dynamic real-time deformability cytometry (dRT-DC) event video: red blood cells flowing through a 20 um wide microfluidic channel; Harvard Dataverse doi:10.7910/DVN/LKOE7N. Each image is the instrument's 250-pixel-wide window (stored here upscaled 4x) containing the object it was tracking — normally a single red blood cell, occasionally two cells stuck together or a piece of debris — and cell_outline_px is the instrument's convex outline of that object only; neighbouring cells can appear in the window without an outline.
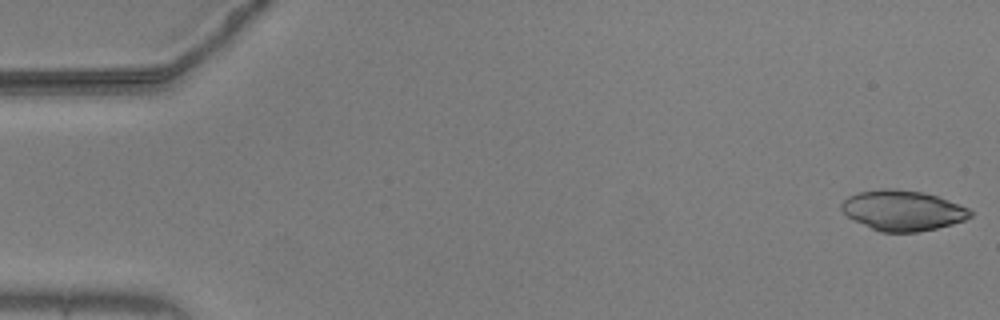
{"species": "common noctule bat (a hibernating species)", "species_latin": "Nyctalus noctula", "temperature_condition": "warm", "stored_images_in_passage": 56, "camera_frame_rate_fps": 3000, "um_per_image_px": 0.085, "animal": {"sex": "male", "body_mass_g": 20.5, "forearm_length_mm": 52.5}, "frame": {"image": 1, "passage_image": 1, "time_ms": 0.0, "image_size_px": [1000, 320], "cell_outline_px": [[972, 216], [964, 220], [952, 224], [936, 228], [916, 232], [880, 232], [852, 220], [840, 208], [840, 204], [848, 196], [860, 192], [880, 188], [896, 188], [924, 192], [936, 196], [968, 208], [972, 212]], "centroid_in_image_um": [76.7, 17.88], "position_along_channel_um": 8.3, "area_um2": 30.23}}
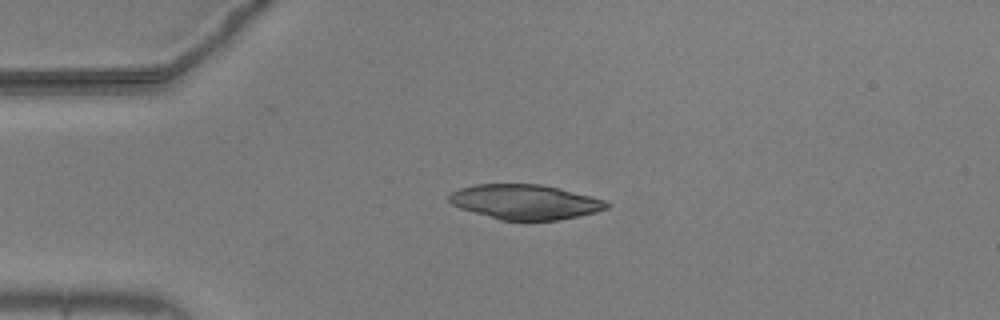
{"frame": {"image": 2, "passage_image": 13, "time_ms": 4.0, "image_size_px": [1000, 320], "cell_outline_px": [[612, 204], [608, 208], [596, 212], [560, 220], [500, 220], [460, 208], [452, 204], [448, 200], [448, 196], [452, 192], [460, 188], [476, 184], [540, 184], [592, 196], [608, 200]], "centroid_in_image_um": [44.67, 17.16], "position_along_channel_um": 40.3, "area_um2": 32.02}}